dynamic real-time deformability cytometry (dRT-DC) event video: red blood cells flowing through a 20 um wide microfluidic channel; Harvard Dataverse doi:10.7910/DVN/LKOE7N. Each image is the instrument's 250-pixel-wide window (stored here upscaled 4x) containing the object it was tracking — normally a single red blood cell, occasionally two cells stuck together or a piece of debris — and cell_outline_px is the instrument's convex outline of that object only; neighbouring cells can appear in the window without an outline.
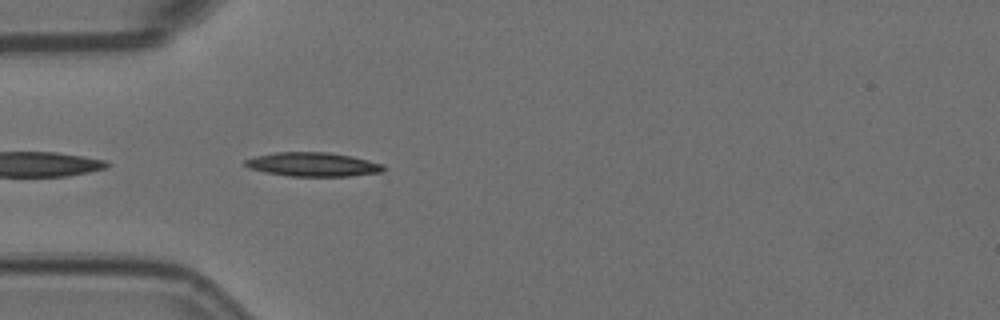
{"species": "Egyptian fruit bat (a non-hibernating species)", "species_latin": "Rousettus aegyptiacus", "temperature_condition": "room temperature", "stored_images_in_passage": 42, "camera_frame_rate_fps": 3000, "um_per_image_px": 0.085, "animal": {"sex": "female"}, "frame": {"image": 1, "passage_image": 2, "time_ms": 0.333, "image_size_px": [1000, 320], "cell_outline_px": [[384, 168], [380, 172], [348, 176], [288, 176], [264, 172], [248, 168], [244, 164], [244, 160], [256, 156], [276, 152], [328, 152], [352, 156], [384, 164]], "centroid_in_image_um": [26.56, 13.97], "position_along_channel_um": 58.4, "area_um2": 19.31}}
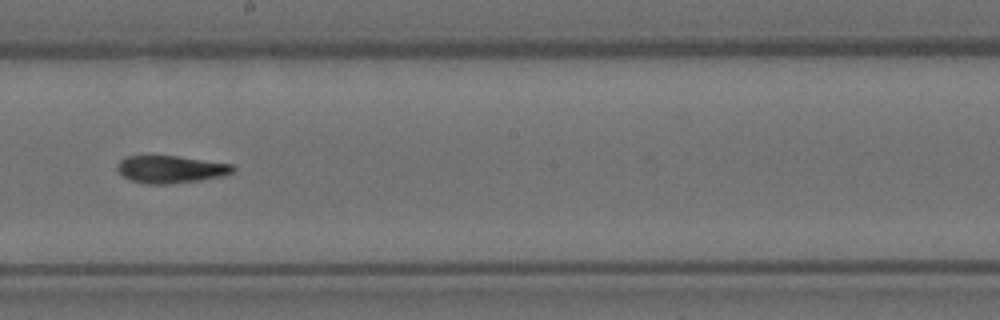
{"frame": {"image": 2, "passage_image": 17, "time_ms": 5.333, "image_size_px": [1000, 320], "cell_outline_px": [[236, 168], [232, 172], [224, 176], [200, 180], [168, 184], [148, 184], [132, 180], [124, 176], [116, 168], [116, 164], [124, 156], [176, 156], [232, 164]], "centroid_in_image_um": [14.51, 14.39], "position_along_channel_um": 233.7, "area_um2": 18.38}}
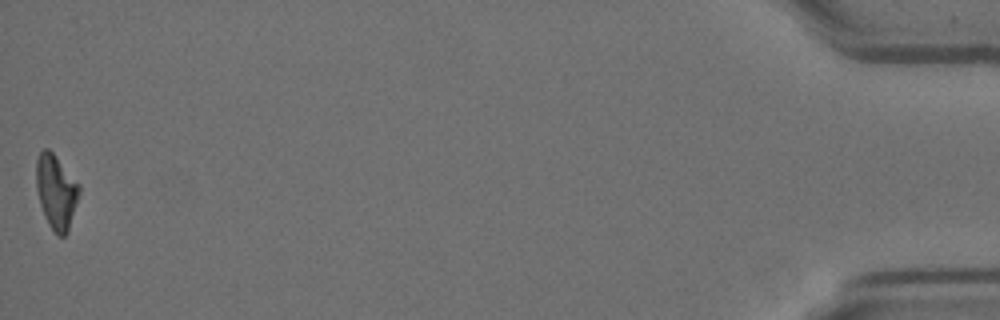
{"frame": {"image": 3, "passage_image": 42, "time_ms": 13.667, "image_size_px": [1000, 320], "cell_outline_px": [[80, 192], [68, 232], [64, 236], [56, 236], [48, 224], [44, 216], [40, 204], [36, 188], [36, 160], [40, 152], [44, 148], [48, 148], [52, 152], [80, 184]], "centroid_in_image_um": [4.77, 16.31], "position_along_channel_um": 430.4, "area_um2": 18.73}, "authors_computed_cell_mechanics": {"area_um2": 18.7272, "velocity_mm_per_s": 3.5532, "shape_relaxation_time_tau1_ms": null, "shape_relaxation_time_tau2_ms": 5.0794, "deformation_change_tau1": null, "deformation_change_tau2": 0.1387}}